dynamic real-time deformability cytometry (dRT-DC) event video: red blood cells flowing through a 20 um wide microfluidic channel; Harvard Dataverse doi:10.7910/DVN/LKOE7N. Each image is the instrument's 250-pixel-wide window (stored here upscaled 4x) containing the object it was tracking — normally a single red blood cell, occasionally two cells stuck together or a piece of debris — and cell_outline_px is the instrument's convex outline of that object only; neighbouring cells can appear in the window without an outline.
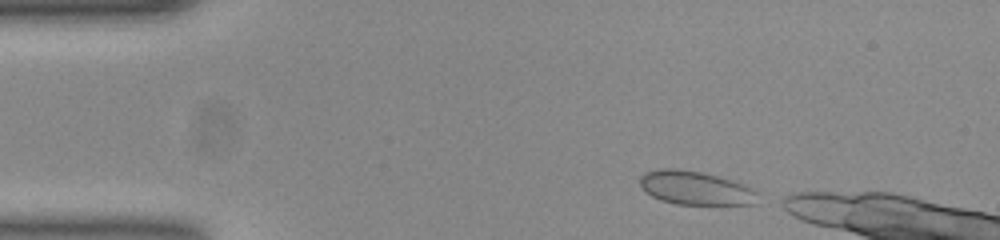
{"species": "common noctule bat (a hibernating species)", "species_latin": "Nyctalus noctula", "temperature_condition": "room temperature", "stored_images_in_passage": 8, "camera_frame_rate_fps": 3000, "um_per_image_px": 0.085, "animal": {"sex": "female", "body_mass_g": 23.0, "forearm_length_mm": 53.4}, "frame": {"image": 1, "passage_image": 1, "time_ms": 0.0, "image_size_px": [1000, 240], "cell_outline_px": [[756, 204], [676, 204], [660, 200], [652, 196], [640, 184], [640, 176], [644, 172], [656, 168], [676, 168], [700, 172], [716, 176], [740, 184], [756, 192]], "centroid_in_image_um": [59.02, 15.97], "position_along_channel_um": 26.0, "area_um2": 22.6}}